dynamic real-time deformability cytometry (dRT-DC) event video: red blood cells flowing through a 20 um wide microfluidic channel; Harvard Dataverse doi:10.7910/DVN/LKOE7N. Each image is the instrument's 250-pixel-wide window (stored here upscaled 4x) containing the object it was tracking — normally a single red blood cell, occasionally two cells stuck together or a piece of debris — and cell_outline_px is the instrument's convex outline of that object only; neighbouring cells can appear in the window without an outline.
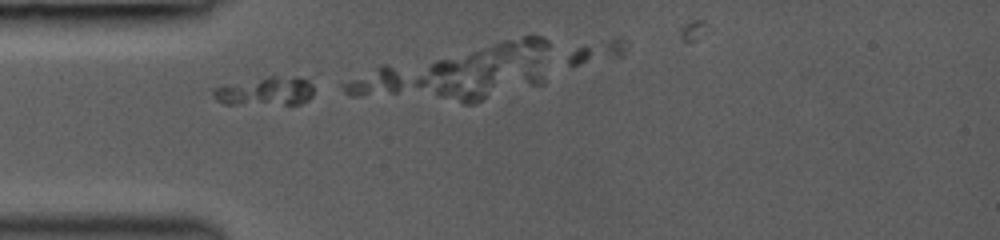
{"species": "common noctule bat (a hibernating species)", "species_latin": "Nyctalus noctula", "temperature_condition": "room temperature", "stored_images_in_passage": 6, "camera_frame_rate_fps": 3000, "um_per_image_px": 0.085, "animal": {"sex": "female", "body_mass_g": 19.0, "forearm_length_mm": 53.3}, "frame": {"image": 1, "passage_image": 3, "time_ms": 0.667, "image_size_px": [1000, 240], "cell_outline_px": [[320, 72], [312, 96], [308, 100], [300, 104], [224, 104], [216, 100], [212, 96], [212, 88], [268, 76], [316, 72]], "centroid_in_image_um": [22.88, 7.66], "position_along_channel_um": 62.1, "area_um2": 18.5}}